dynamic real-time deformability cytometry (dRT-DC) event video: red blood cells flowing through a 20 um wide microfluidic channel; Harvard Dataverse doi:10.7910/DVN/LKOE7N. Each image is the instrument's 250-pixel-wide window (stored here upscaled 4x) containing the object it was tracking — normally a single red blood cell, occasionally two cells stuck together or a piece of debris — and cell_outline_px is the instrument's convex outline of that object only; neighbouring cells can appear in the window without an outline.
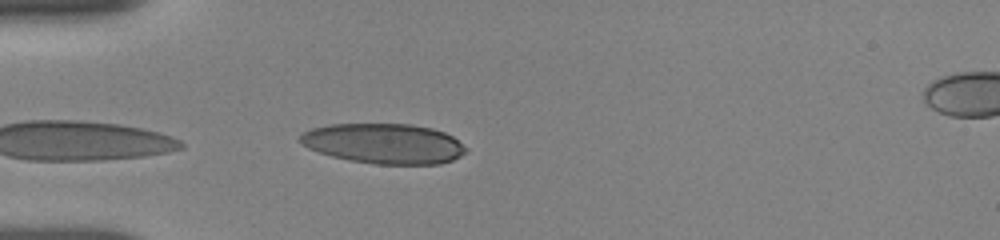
{"species": "human", "species_latin": "Homo sapiens", "temperature_condition": "room temperature", "stored_images_in_passage": 3, "camera_frame_rate_fps": 3000, "um_per_image_px": 0.085, "donor": {"sex": "female"}, "frame": {"image": 1, "passage_image": 1, "time_ms": 0.0, "image_size_px": [1000, 240], "cell_outline_px": [[468, 152], [452, 160], [440, 164], [376, 164], [348, 160], [332, 156], [308, 148], [300, 144], [296, 140], [304, 132], [312, 128], [332, 124], [412, 124], [432, 128], [444, 132], [452, 136], [468, 148]], "centroid_in_image_um": [32.64, 12.2], "position_along_channel_um": 52.4, "area_um2": 38.96}}